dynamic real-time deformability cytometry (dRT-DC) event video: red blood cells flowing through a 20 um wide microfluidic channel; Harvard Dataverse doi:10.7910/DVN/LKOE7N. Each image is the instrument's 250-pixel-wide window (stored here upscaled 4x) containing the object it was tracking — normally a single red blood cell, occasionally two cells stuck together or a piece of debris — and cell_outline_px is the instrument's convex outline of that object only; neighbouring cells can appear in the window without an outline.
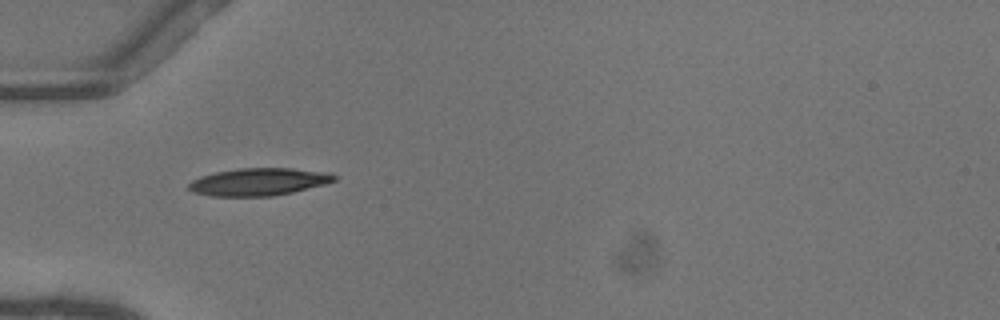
{"species": "common noctule bat (a hibernating species)", "species_latin": "Nyctalus noctula", "temperature_condition": "warm", "stored_images_in_passage": 35, "camera_frame_rate_fps": 3000, "um_per_image_px": 0.085, "animal": {"sex": "female"}, "frame": {"image": 1, "passage_image": 1, "time_ms": 0.0, "image_size_px": [1000, 320], "cell_outline_px": [[336, 180], [324, 184], [292, 192], [272, 196], [212, 196], [196, 192], [188, 188], [188, 184], [192, 180], [200, 176], [216, 172], [240, 168], [292, 168], [328, 172], [336, 176]], "centroid_in_image_um": [21.99, 15.45], "position_along_channel_um": 63.0, "area_um2": 23.12}}
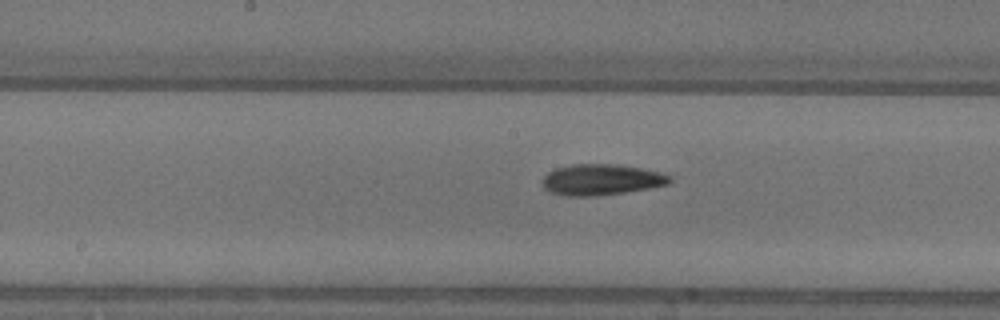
{"frame": {"image": 2, "passage_image": 11, "time_ms": 3.333, "image_size_px": [1000, 320], "cell_outline_px": [[672, 180], [668, 184], [648, 188], [624, 192], [588, 196], [568, 196], [552, 192], [544, 188], [544, 176], [548, 172], [556, 168], [572, 164], [616, 164], [640, 168], [660, 172], [672, 176]], "centroid_in_image_um": [51.13, 15.26], "position_along_channel_um": 197.1, "area_um2": 22.66}}
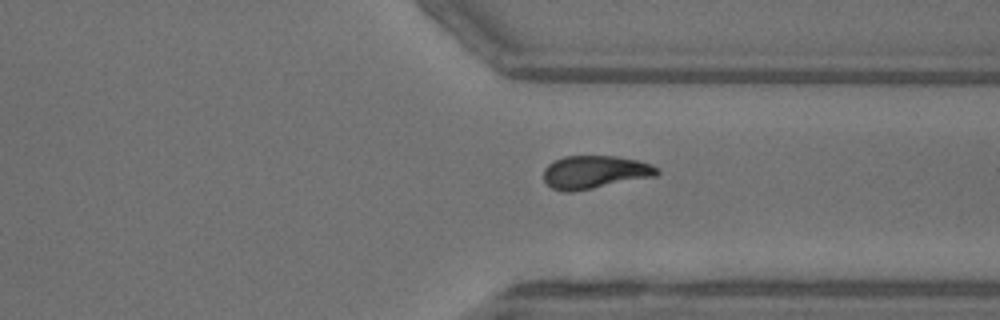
{"frame": {"image": 3, "passage_image": 23, "time_ms": 7.333, "image_size_px": [1000, 320], "cell_outline_px": [[660, 172], [656, 176], [572, 192], [564, 192], [552, 188], [544, 180], [544, 168], [548, 164], [564, 156], [616, 156], [636, 160], [652, 164], [660, 168]], "centroid_in_image_um": [50.58, 14.63], "position_along_channel_um": 360.8, "area_um2": 21.85}, "authors_computed_cell_mechanics": {"area_um2": 21.8484, "velocity_mm_per_s": 4.105, "shape_relaxation_time_tau1_ms": 4.6489, "shape_relaxation_time_tau2_ms": 4.6598, "deformation_change_tau1": 0.1697, "deformation_change_tau2": 0.1122}}